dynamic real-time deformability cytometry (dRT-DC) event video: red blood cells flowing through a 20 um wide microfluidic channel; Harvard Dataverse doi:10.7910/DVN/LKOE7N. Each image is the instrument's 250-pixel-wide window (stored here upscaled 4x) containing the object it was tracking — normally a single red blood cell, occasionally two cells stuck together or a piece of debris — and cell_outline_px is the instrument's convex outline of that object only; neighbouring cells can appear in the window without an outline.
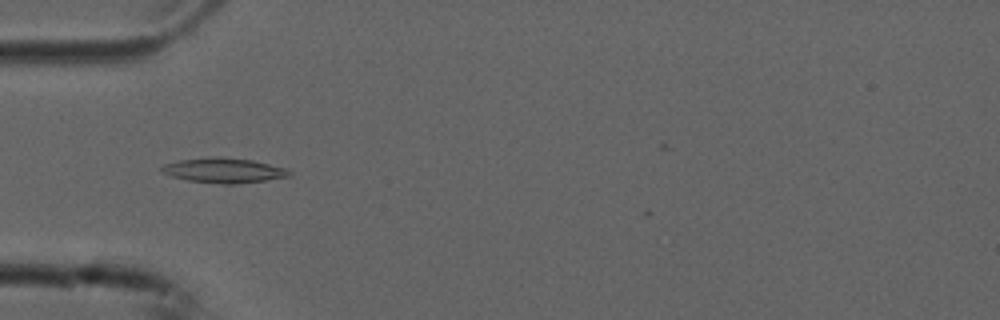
{"species": "common noctule bat (a hibernating species)", "species_latin": "Nyctalus noctula", "temperature_condition": "cold", "stored_images_in_passage": 8, "camera_frame_rate_fps": 3000, "um_per_image_px": 0.085, "animal": {"sex": "male", "forearm_length_mm": 52.5}, "frame": {"image": 1, "passage_image": 4, "time_ms": 1.0, "image_size_px": [1000, 320], "cell_outline_px": [[292, 176], [236, 184], [220, 184], [188, 180], [172, 176], [160, 172], [160, 168], [164, 164], [180, 160], [212, 156], [220, 156], [252, 160], [288, 168], [292, 172]], "centroid_in_image_um": [19.04, 14.47], "position_along_channel_um": 66.0, "area_um2": 18.67}}
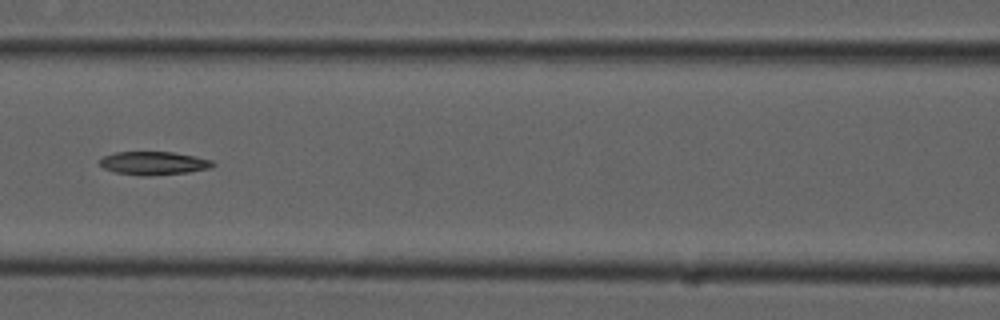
{"frame": {"image": 2, "passage_image": 6, "time_ms": 1.667, "image_size_px": [1000, 320], "cell_outline_px": [[216, 164], [212, 168], [188, 172], [148, 176], [116, 172], [104, 168], [100, 164], [100, 160], [104, 156], [116, 152], [172, 152], [196, 156], [212, 160]], "centroid_in_image_um": [13.12, 13.86], "position_along_channel_um": 153.5, "area_um2": 15.26}}
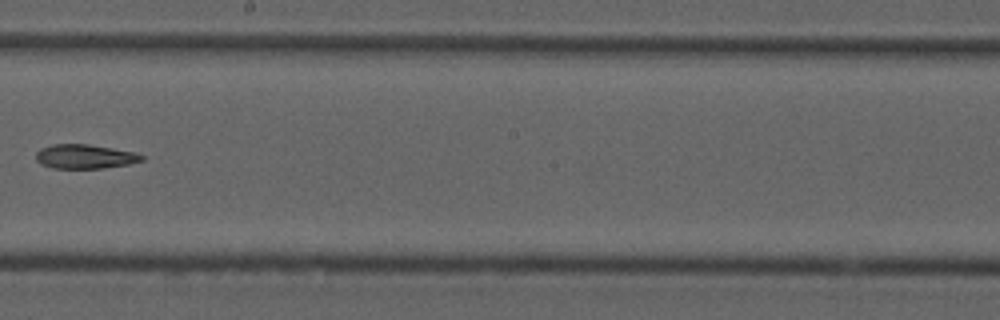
{"frame": {"image": 3, "passage_image": 8, "time_ms": 2.333, "image_size_px": [1000, 320], "cell_outline_px": [[144, 160], [128, 164], [104, 168], [52, 168], [40, 164], [36, 160], [36, 152], [40, 148], [52, 144], [88, 144], [112, 148], [132, 152], [144, 156]], "centroid_in_image_um": [7.17, 13.3], "position_along_channel_um": 241.0, "area_um2": 14.91}}